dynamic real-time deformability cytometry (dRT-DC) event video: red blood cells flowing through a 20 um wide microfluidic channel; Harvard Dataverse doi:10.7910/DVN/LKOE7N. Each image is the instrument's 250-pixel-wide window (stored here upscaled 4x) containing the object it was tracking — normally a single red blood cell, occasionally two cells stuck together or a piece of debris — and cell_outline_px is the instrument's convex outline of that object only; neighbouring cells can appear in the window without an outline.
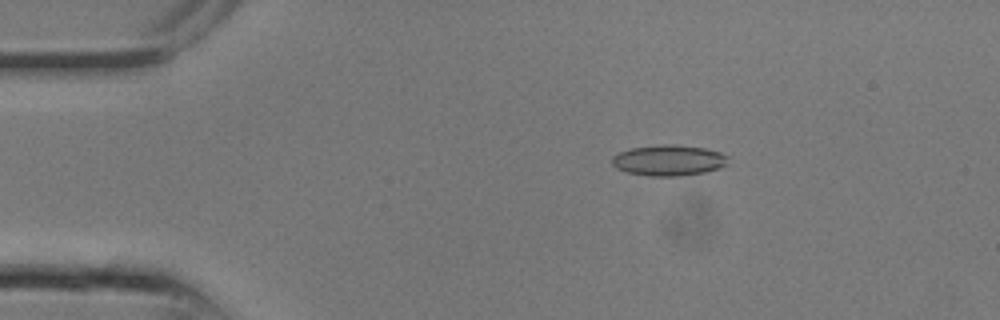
{"species": "common noctule bat (a hibernating species)", "species_latin": "Nyctalus noctula", "temperature_condition": "room temperature", "stored_images_in_passage": 5, "camera_frame_rate_fps": 3000, "um_per_image_px": 0.085, "animal": {"sex": "male", "body_mass_g": 13.3}, "frame": {"image": 1, "passage_image": 2, "time_ms": 0.333, "image_size_px": [1000, 320], "cell_outline_px": [[728, 164], [720, 168], [704, 172], [680, 176], [652, 176], [628, 172], [616, 168], [612, 164], [612, 156], [620, 152], [632, 148], [660, 144], [676, 144], [704, 148], [720, 152], [728, 156]], "centroid_in_image_um": [56.86, 13.62], "position_along_channel_um": 28.1, "area_um2": 20.87}}